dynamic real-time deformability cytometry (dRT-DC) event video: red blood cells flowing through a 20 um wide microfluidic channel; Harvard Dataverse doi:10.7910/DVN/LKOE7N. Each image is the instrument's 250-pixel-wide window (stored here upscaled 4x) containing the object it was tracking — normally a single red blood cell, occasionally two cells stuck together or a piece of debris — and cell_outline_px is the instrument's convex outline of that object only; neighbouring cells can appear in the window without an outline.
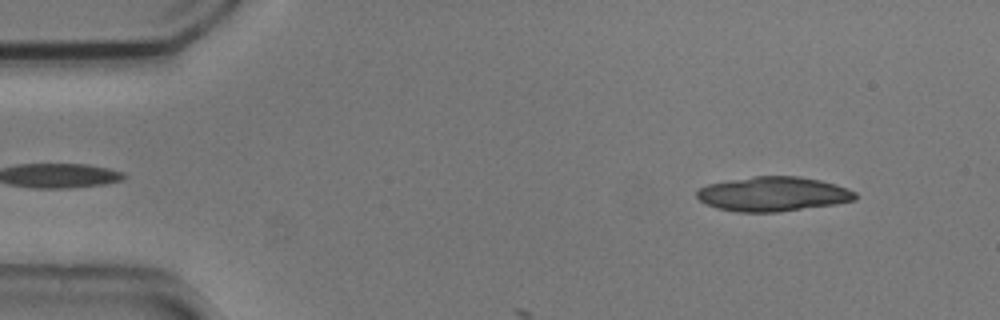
{"species": "common noctule bat (a hibernating species)", "species_latin": "Nyctalus noctula", "temperature_condition": "cold", "stored_images_in_passage": 9, "camera_frame_rate_fps": 3000, "um_per_image_px": 0.085, "animal": {"sex": "male", "body_mass_g": 20.5, "forearm_length_mm": 52.5}, "frame": {"image": 1, "passage_image": 3, "time_ms": 0.667, "image_size_px": [1000, 320], "cell_outline_px": [[856, 200], [836, 204], [776, 212], [736, 212], [716, 208], [700, 200], [696, 196], [696, 192], [700, 188], [708, 184], [728, 180], [752, 176], [800, 176], [820, 180], [836, 184], [848, 188], [856, 192]], "centroid_in_image_um": [65.72, 16.49], "position_along_channel_um": 19.3, "area_um2": 31.96}}